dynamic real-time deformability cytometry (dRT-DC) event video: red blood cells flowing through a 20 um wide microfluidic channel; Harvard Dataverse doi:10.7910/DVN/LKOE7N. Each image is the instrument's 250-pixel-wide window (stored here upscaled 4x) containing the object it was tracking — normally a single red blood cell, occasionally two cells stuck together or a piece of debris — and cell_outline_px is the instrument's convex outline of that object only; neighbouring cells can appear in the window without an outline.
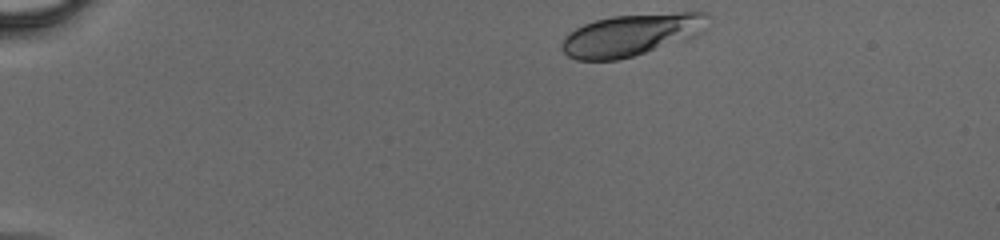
{"species": "human", "species_latin": "Homo sapiens", "temperature_condition": "cold", "stored_images_in_passage": 38, "camera_frame_rate_fps": 3000, "um_per_image_px": 0.085, "donor": {"sex": "male"}, "frame": {"image": 1, "passage_image": 1, "time_ms": 0.0, "image_size_px": [1000, 240], "cell_outline_px": [[708, 28], [704, 32], [688, 40], [620, 60], [576, 60], [568, 56], [560, 48], [560, 44], [564, 36], [568, 32], [584, 24], [596, 20], [612, 16], [676, 12], [708, 12]], "centroid_in_image_um": [53.71, 2.97], "position_along_channel_um": 31.3, "area_um2": 36.41}}
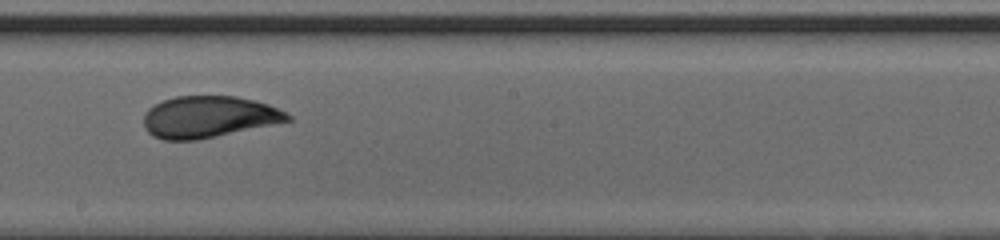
{"frame": {"image": 2, "passage_image": 20, "time_ms": 6.333, "image_size_px": [1000, 240], "cell_outline_px": [[292, 120], [216, 136], [196, 140], [164, 140], [152, 136], [144, 128], [144, 112], [148, 108], [164, 100], [176, 96], [236, 96], [256, 100], [268, 104], [288, 112], [292, 116]], "centroid_in_image_um": [17.74, 9.93], "position_along_channel_um": 230.5, "area_um2": 34.97}}
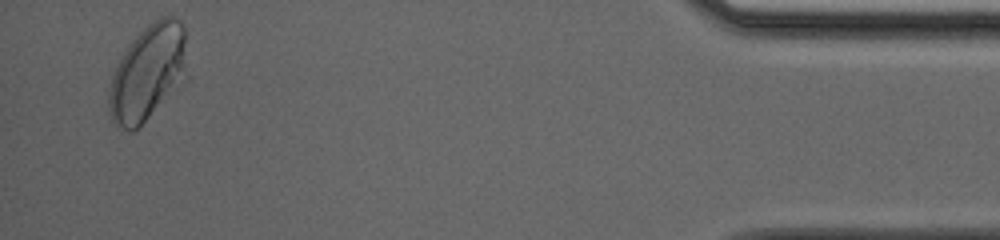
{"frame": {"image": 3, "passage_image": 37, "time_ms": 12.0, "image_size_px": [1000, 240], "cell_outline_px": [[188, 80], [132, 132], [128, 132], [116, 124], [112, 120], [108, 108], [108, 92], [112, 76], [116, 64], [132, 40], [148, 24], [160, 16], [172, 16], [180, 20], [184, 28], [188, 76]], "centroid_in_image_um": [12.6, 6.17], "position_along_channel_um": 422.6, "area_um2": 44.1}}